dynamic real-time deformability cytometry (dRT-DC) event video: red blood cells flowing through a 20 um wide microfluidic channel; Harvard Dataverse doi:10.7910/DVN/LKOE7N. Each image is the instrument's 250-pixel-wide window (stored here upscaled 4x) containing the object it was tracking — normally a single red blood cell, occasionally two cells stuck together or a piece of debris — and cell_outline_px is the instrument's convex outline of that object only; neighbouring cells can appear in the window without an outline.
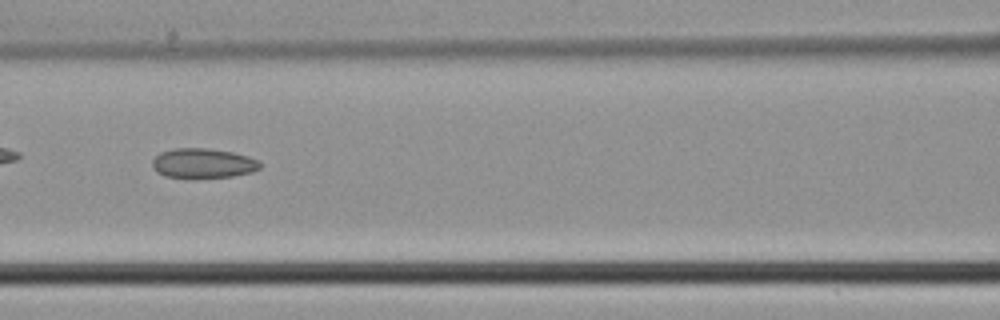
{"species": "common noctule bat (a hibernating species)", "species_latin": "Nyctalus noctula", "temperature_condition": "cold", "stored_images_in_passage": 36, "camera_frame_rate_fps": 3000, "um_per_image_px": 0.085, "animal": {"sex": "male", "body_mass_g": 21.5, "forearm_length_mm": 52.0}, "frame": {"image": 1, "passage_image": 11, "time_ms": 3.333, "image_size_px": [1000, 320], "cell_outline_px": [[260, 168], [252, 172], [232, 176], [164, 176], [156, 172], [152, 168], [152, 160], [160, 152], [172, 148], [208, 148], [232, 152], [248, 156], [256, 160], [260, 164]], "centroid_in_image_um": [17.22, 13.84], "position_along_channel_um": 149.4, "area_um2": 18.26}}
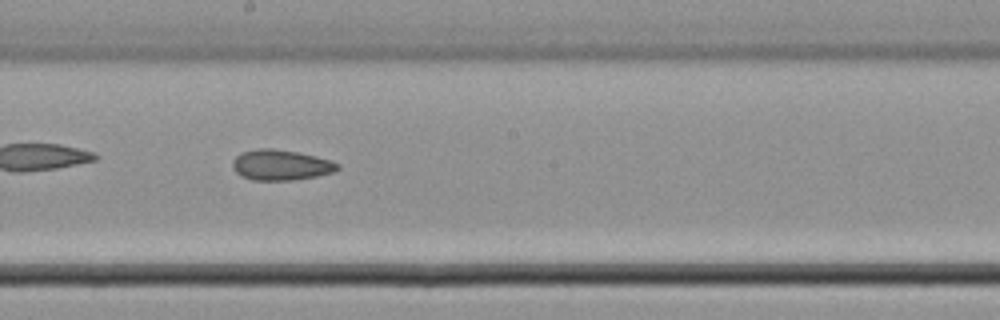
{"frame": {"image": 2, "passage_image": 16, "time_ms": 5.0, "image_size_px": [1000, 320], "cell_outline_px": [[340, 168], [332, 172], [316, 176], [292, 180], [252, 180], [240, 176], [232, 168], [232, 160], [240, 152], [256, 148], [272, 148], [296, 152], [316, 156], [340, 164]], "centroid_in_image_um": [23.81, 14.02], "position_along_channel_um": 224.4, "area_um2": 18.73}}